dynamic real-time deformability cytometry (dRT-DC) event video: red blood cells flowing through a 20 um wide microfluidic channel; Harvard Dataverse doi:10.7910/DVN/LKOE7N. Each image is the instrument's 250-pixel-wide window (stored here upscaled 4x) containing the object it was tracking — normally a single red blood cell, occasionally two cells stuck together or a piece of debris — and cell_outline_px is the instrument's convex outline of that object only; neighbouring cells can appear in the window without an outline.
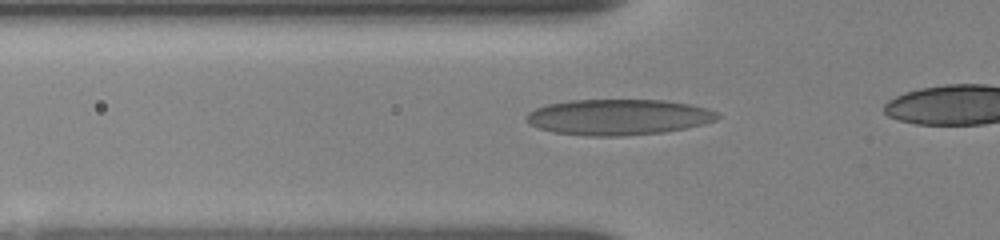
{"species": "human", "species_latin": "Homo sapiens", "temperature_condition": "room temperature", "stored_images_in_passage": 21, "camera_frame_rate_fps": 3000, "um_per_image_px": 0.085, "donor": {"sex": "female"}, "frame": {"image": 1, "passage_image": 7, "time_ms": 3.333, "image_size_px": [1000, 240], "cell_outline_px": [[720, 116], [716, 120], [704, 124], [664, 132], [624, 136], [588, 136], [552, 132], [540, 128], [532, 124], [528, 120], [528, 112], [536, 108], [548, 104], [568, 100], [664, 100], [688, 104], [708, 108], [716, 112]], "centroid_in_image_um": [52.59, 9.95], "position_along_channel_um": 73.2, "area_um2": 39.71}}
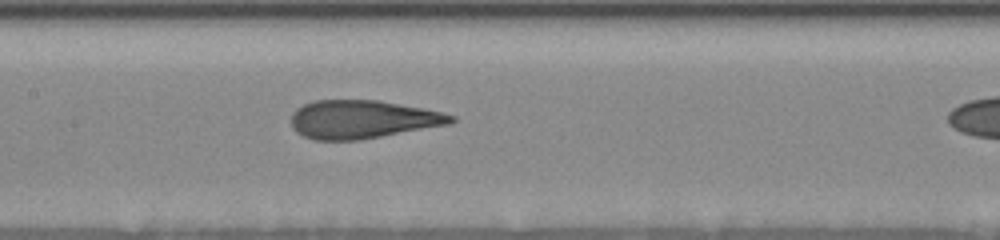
{"frame": {"image": 2, "passage_image": 12, "time_ms": 6.0, "image_size_px": [1000, 240], "cell_outline_px": [[456, 120], [452, 124], [360, 140], [316, 140], [304, 136], [296, 132], [292, 128], [292, 112], [296, 108], [312, 100], [380, 100], [424, 108], [456, 116]], "centroid_in_image_um": [30.82, 10.14], "position_along_channel_um": 176.6, "area_um2": 35.95}}
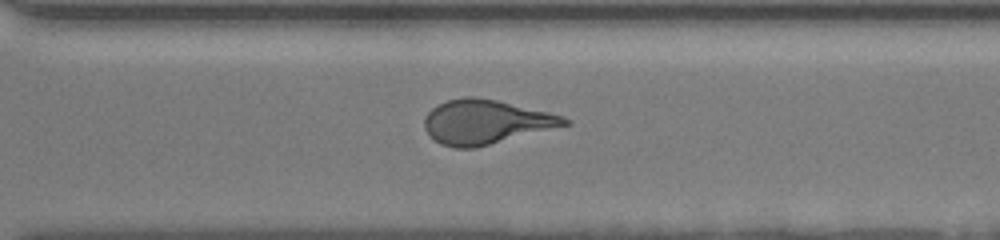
{"frame": {"image": 3, "passage_image": 20, "time_ms": 10.0, "image_size_px": [1000, 240], "cell_outline_px": [[572, 124], [476, 148], [452, 148], [440, 144], [424, 128], [424, 116], [436, 104], [448, 100], [464, 96], [472, 96], [496, 100], [548, 112], [564, 116], [572, 120]], "centroid_in_image_um": [41.3, 10.37], "position_along_channel_um": 329.3, "area_um2": 36.3}}